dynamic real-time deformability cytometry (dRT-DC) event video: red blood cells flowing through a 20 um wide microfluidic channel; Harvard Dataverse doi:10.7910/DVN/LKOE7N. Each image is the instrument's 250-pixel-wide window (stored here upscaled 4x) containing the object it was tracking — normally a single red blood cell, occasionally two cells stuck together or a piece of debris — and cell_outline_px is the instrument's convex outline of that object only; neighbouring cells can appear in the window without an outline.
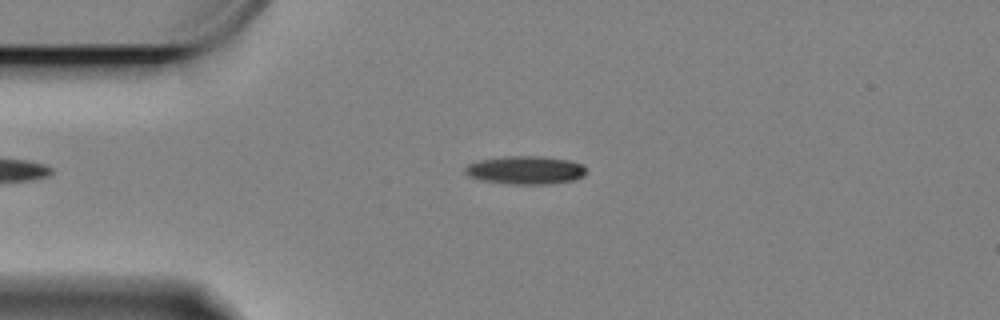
{"species": "Egyptian fruit bat (a non-hibernating species)", "species_latin": "Rousettus aegyptiacus", "temperature_condition": "cold", "stored_images_in_passage": 55, "camera_frame_rate_fps": 3000, "um_per_image_px": 0.085, "animal": {"sex": "female"}, "frame": {"image": 1, "passage_image": 13, "time_ms": 4.0, "image_size_px": [1000, 320], "cell_outline_px": [[588, 172], [584, 176], [572, 180], [552, 184], [512, 184], [480, 180], [468, 176], [464, 172], [464, 168], [468, 164], [476, 160], [504, 156], [544, 156], [568, 160], [584, 164]], "centroid_in_image_um": [44.67, 14.45], "position_along_channel_um": 40.3, "area_um2": 20.29}}
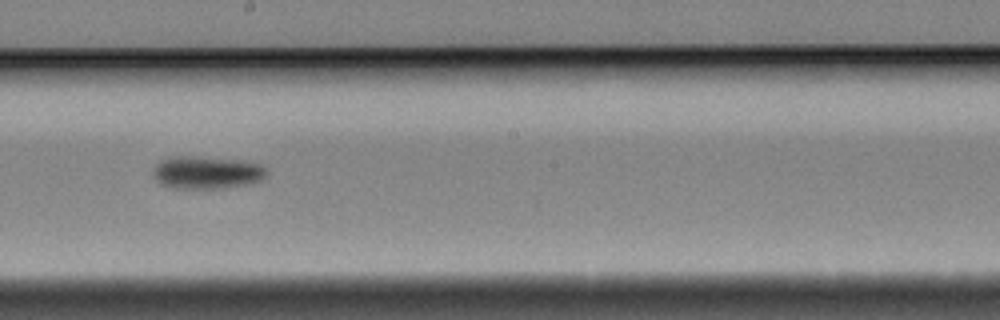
{"frame": {"image": 2, "passage_image": 32, "time_ms": 10.333, "image_size_px": [1000, 320], "cell_outline_px": [[268, 176], [260, 180], [248, 184], [224, 188], [176, 188], [164, 184], [156, 180], [152, 172], [152, 168], [160, 160], [168, 156], [200, 156], [244, 160], [260, 164], [268, 172]], "centroid_in_image_um": [17.58, 14.63], "position_along_channel_um": 230.6, "area_um2": 21.91}}
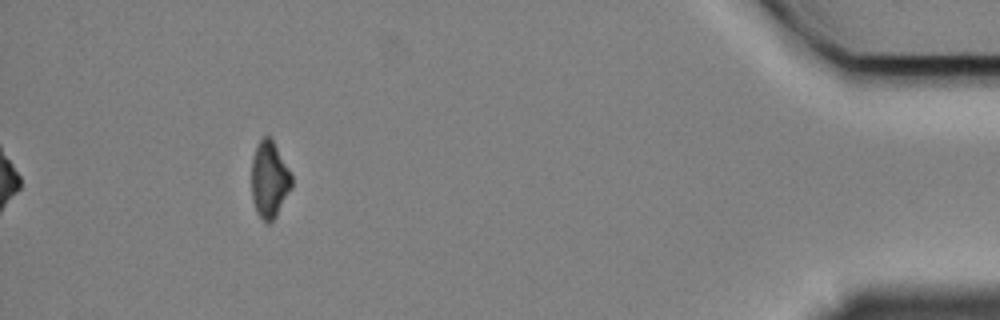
{"frame": {"image": 3, "passage_image": 54, "time_ms": 17.667, "image_size_px": [1000, 320], "cell_outline_px": [[292, 188], [276, 216], [268, 224], [264, 224], [256, 212], [252, 200], [252, 156], [256, 144], [264, 136], [268, 136], [272, 140], [292, 176]], "centroid_in_image_um": [22.88, 15.31], "position_along_channel_um": 412.3, "area_um2": 17.92}}